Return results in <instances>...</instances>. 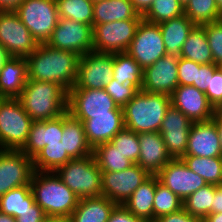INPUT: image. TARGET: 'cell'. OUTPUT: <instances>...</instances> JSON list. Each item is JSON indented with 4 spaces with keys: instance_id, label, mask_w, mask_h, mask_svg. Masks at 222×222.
Returning a JSON list of instances; mask_svg holds the SVG:
<instances>
[{
    "instance_id": "obj_1",
    "label": "cell",
    "mask_w": 222,
    "mask_h": 222,
    "mask_svg": "<svg viewBox=\"0 0 222 222\" xmlns=\"http://www.w3.org/2000/svg\"><path fill=\"white\" fill-rule=\"evenodd\" d=\"M80 57L77 53L56 49L46 43L39 44L26 58L28 79L54 82L69 91L76 83Z\"/></svg>"
},
{
    "instance_id": "obj_2",
    "label": "cell",
    "mask_w": 222,
    "mask_h": 222,
    "mask_svg": "<svg viewBox=\"0 0 222 222\" xmlns=\"http://www.w3.org/2000/svg\"><path fill=\"white\" fill-rule=\"evenodd\" d=\"M18 99L33 121L52 120L67 112L68 91L54 82L28 79Z\"/></svg>"
},
{
    "instance_id": "obj_3",
    "label": "cell",
    "mask_w": 222,
    "mask_h": 222,
    "mask_svg": "<svg viewBox=\"0 0 222 222\" xmlns=\"http://www.w3.org/2000/svg\"><path fill=\"white\" fill-rule=\"evenodd\" d=\"M30 187L47 217H70L78 205L79 198L55 172L34 171Z\"/></svg>"
},
{
    "instance_id": "obj_4",
    "label": "cell",
    "mask_w": 222,
    "mask_h": 222,
    "mask_svg": "<svg viewBox=\"0 0 222 222\" xmlns=\"http://www.w3.org/2000/svg\"><path fill=\"white\" fill-rule=\"evenodd\" d=\"M170 105L169 95L140 90L123 107L125 128L138 134L159 132Z\"/></svg>"
},
{
    "instance_id": "obj_5",
    "label": "cell",
    "mask_w": 222,
    "mask_h": 222,
    "mask_svg": "<svg viewBox=\"0 0 222 222\" xmlns=\"http://www.w3.org/2000/svg\"><path fill=\"white\" fill-rule=\"evenodd\" d=\"M55 173L79 199L102 196V171L93 154L72 159Z\"/></svg>"
},
{
    "instance_id": "obj_6",
    "label": "cell",
    "mask_w": 222,
    "mask_h": 222,
    "mask_svg": "<svg viewBox=\"0 0 222 222\" xmlns=\"http://www.w3.org/2000/svg\"><path fill=\"white\" fill-rule=\"evenodd\" d=\"M32 122L18 98H0V149L21 150Z\"/></svg>"
},
{
    "instance_id": "obj_7",
    "label": "cell",
    "mask_w": 222,
    "mask_h": 222,
    "mask_svg": "<svg viewBox=\"0 0 222 222\" xmlns=\"http://www.w3.org/2000/svg\"><path fill=\"white\" fill-rule=\"evenodd\" d=\"M67 112L83 122L93 116L124 115L104 89L72 88L68 91Z\"/></svg>"
},
{
    "instance_id": "obj_8",
    "label": "cell",
    "mask_w": 222,
    "mask_h": 222,
    "mask_svg": "<svg viewBox=\"0 0 222 222\" xmlns=\"http://www.w3.org/2000/svg\"><path fill=\"white\" fill-rule=\"evenodd\" d=\"M15 12L38 44L46 43L58 24L55 0H23Z\"/></svg>"
},
{
    "instance_id": "obj_9",
    "label": "cell",
    "mask_w": 222,
    "mask_h": 222,
    "mask_svg": "<svg viewBox=\"0 0 222 222\" xmlns=\"http://www.w3.org/2000/svg\"><path fill=\"white\" fill-rule=\"evenodd\" d=\"M126 52L143 70L167 54L159 24L142 19Z\"/></svg>"
},
{
    "instance_id": "obj_10",
    "label": "cell",
    "mask_w": 222,
    "mask_h": 222,
    "mask_svg": "<svg viewBox=\"0 0 222 222\" xmlns=\"http://www.w3.org/2000/svg\"><path fill=\"white\" fill-rule=\"evenodd\" d=\"M141 20H120L93 25V51L126 52Z\"/></svg>"
},
{
    "instance_id": "obj_11",
    "label": "cell",
    "mask_w": 222,
    "mask_h": 222,
    "mask_svg": "<svg viewBox=\"0 0 222 222\" xmlns=\"http://www.w3.org/2000/svg\"><path fill=\"white\" fill-rule=\"evenodd\" d=\"M47 45L85 55L93 51V26L59 18L58 24L46 42Z\"/></svg>"
},
{
    "instance_id": "obj_12",
    "label": "cell",
    "mask_w": 222,
    "mask_h": 222,
    "mask_svg": "<svg viewBox=\"0 0 222 222\" xmlns=\"http://www.w3.org/2000/svg\"><path fill=\"white\" fill-rule=\"evenodd\" d=\"M0 44L11 57L27 58L39 45L15 11H0Z\"/></svg>"
},
{
    "instance_id": "obj_13",
    "label": "cell",
    "mask_w": 222,
    "mask_h": 222,
    "mask_svg": "<svg viewBox=\"0 0 222 222\" xmlns=\"http://www.w3.org/2000/svg\"><path fill=\"white\" fill-rule=\"evenodd\" d=\"M114 53L91 51L79 60L73 88L104 89L113 79Z\"/></svg>"
},
{
    "instance_id": "obj_14",
    "label": "cell",
    "mask_w": 222,
    "mask_h": 222,
    "mask_svg": "<svg viewBox=\"0 0 222 222\" xmlns=\"http://www.w3.org/2000/svg\"><path fill=\"white\" fill-rule=\"evenodd\" d=\"M33 173V159L23 151L0 149V196L28 185Z\"/></svg>"
},
{
    "instance_id": "obj_15",
    "label": "cell",
    "mask_w": 222,
    "mask_h": 222,
    "mask_svg": "<svg viewBox=\"0 0 222 222\" xmlns=\"http://www.w3.org/2000/svg\"><path fill=\"white\" fill-rule=\"evenodd\" d=\"M149 177L138 164L121 172H102V195L117 205H123Z\"/></svg>"
},
{
    "instance_id": "obj_16",
    "label": "cell",
    "mask_w": 222,
    "mask_h": 222,
    "mask_svg": "<svg viewBox=\"0 0 222 222\" xmlns=\"http://www.w3.org/2000/svg\"><path fill=\"white\" fill-rule=\"evenodd\" d=\"M156 176L161 184L175 193L182 201L207 185V182L191 171L181 158L169 161Z\"/></svg>"
},
{
    "instance_id": "obj_17",
    "label": "cell",
    "mask_w": 222,
    "mask_h": 222,
    "mask_svg": "<svg viewBox=\"0 0 222 222\" xmlns=\"http://www.w3.org/2000/svg\"><path fill=\"white\" fill-rule=\"evenodd\" d=\"M178 58L179 56L174 54H165L154 64L144 69L141 90L170 96L179 85Z\"/></svg>"
},
{
    "instance_id": "obj_18",
    "label": "cell",
    "mask_w": 222,
    "mask_h": 222,
    "mask_svg": "<svg viewBox=\"0 0 222 222\" xmlns=\"http://www.w3.org/2000/svg\"><path fill=\"white\" fill-rule=\"evenodd\" d=\"M193 125L179 109L170 105L165 113L159 132L162 135L168 153L173 159L185 155L188 136Z\"/></svg>"
},
{
    "instance_id": "obj_19",
    "label": "cell",
    "mask_w": 222,
    "mask_h": 222,
    "mask_svg": "<svg viewBox=\"0 0 222 222\" xmlns=\"http://www.w3.org/2000/svg\"><path fill=\"white\" fill-rule=\"evenodd\" d=\"M170 100L193 123L209 121L216 112L206 94L192 85H178Z\"/></svg>"
},
{
    "instance_id": "obj_20",
    "label": "cell",
    "mask_w": 222,
    "mask_h": 222,
    "mask_svg": "<svg viewBox=\"0 0 222 222\" xmlns=\"http://www.w3.org/2000/svg\"><path fill=\"white\" fill-rule=\"evenodd\" d=\"M140 155L138 165L150 176H156L173 158L168 153L160 132L139 134Z\"/></svg>"
},
{
    "instance_id": "obj_21",
    "label": "cell",
    "mask_w": 222,
    "mask_h": 222,
    "mask_svg": "<svg viewBox=\"0 0 222 222\" xmlns=\"http://www.w3.org/2000/svg\"><path fill=\"white\" fill-rule=\"evenodd\" d=\"M184 156L222 157L218 133L212 120L193 123Z\"/></svg>"
},
{
    "instance_id": "obj_22",
    "label": "cell",
    "mask_w": 222,
    "mask_h": 222,
    "mask_svg": "<svg viewBox=\"0 0 222 222\" xmlns=\"http://www.w3.org/2000/svg\"><path fill=\"white\" fill-rule=\"evenodd\" d=\"M62 136L63 114L52 120L33 121L21 151L33 159L46 145L59 143Z\"/></svg>"
},
{
    "instance_id": "obj_23",
    "label": "cell",
    "mask_w": 222,
    "mask_h": 222,
    "mask_svg": "<svg viewBox=\"0 0 222 222\" xmlns=\"http://www.w3.org/2000/svg\"><path fill=\"white\" fill-rule=\"evenodd\" d=\"M27 81V59L11 57L0 71V98H18Z\"/></svg>"
},
{
    "instance_id": "obj_24",
    "label": "cell",
    "mask_w": 222,
    "mask_h": 222,
    "mask_svg": "<svg viewBox=\"0 0 222 222\" xmlns=\"http://www.w3.org/2000/svg\"><path fill=\"white\" fill-rule=\"evenodd\" d=\"M86 139L94 149L96 146L110 142L111 139L125 128L124 115L93 116L83 121Z\"/></svg>"
},
{
    "instance_id": "obj_25",
    "label": "cell",
    "mask_w": 222,
    "mask_h": 222,
    "mask_svg": "<svg viewBox=\"0 0 222 222\" xmlns=\"http://www.w3.org/2000/svg\"><path fill=\"white\" fill-rule=\"evenodd\" d=\"M61 143L72 159H80L93 154V149L86 139L83 122L72 117L68 112L63 114Z\"/></svg>"
},
{
    "instance_id": "obj_26",
    "label": "cell",
    "mask_w": 222,
    "mask_h": 222,
    "mask_svg": "<svg viewBox=\"0 0 222 222\" xmlns=\"http://www.w3.org/2000/svg\"><path fill=\"white\" fill-rule=\"evenodd\" d=\"M130 0H98L94 2L93 25L120 20H142Z\"/></svg>"
},
{
    "instance_id": "obj_27",
    "label": "cell",
    "mask_w": 222,
    "mask_h": 222,
    "mask_svg": "<svg viewBox=\"0 0 222 222\" xmlns=\"http://www.w3.org/2000/svg\"><path fill=\"white\" fill-rule=\"evenodd\" d=\"M117 204L105 196L79 199L71 214L72 222H107Z\"/></svg>"
},
{
    "instance_id": "obj_28",
    "label": "cell",
    "mask_w": 222,
    "mask_h": 222,
    "mask_svg": "<svg viewBox=\"0 0 222 222\" xmlns=\"http://www.w3.org/2000/svg\"><path fill=\"white\" fill-rule=\"evenodd\" d=\"M158 181L157 176H150L132 193L123 206L145 222L154 221L153 199Z\"/></svg>"
},
{
    "instance_id": "obj_29",
    "label": "cell",
    "mask_w": 222,
    "mask_h": 222,
    "mask_svg": "<svg viewBox=\"0 0 222 222\" xmlns=\"http://www.w3.org/2000/svg\"><path fill=\"white\" fill-rule=\"evenodd\" d=\"M196 25L185 15L159 24L167 54L179 56L189 33Z\"/></svg>"
},
{
    "instance_id": "obj_30",
    "label": "cell",
    "mask_w": 222,
    "mask_h": 222,
    "mask_svg": "<svg viewBox=\"0 0 222 222\" xmlns=\"http://www.w3.org/2000/svg\"><path fill=\"white\" fill-rule=\"evenodd\" d=\"M179 57L199 64L213 63L212 53L202 26L196 25L181 48Z\"/></svg>"
},
{
    "instance_id": "obj_31",
    "label": "cell",
    "mask_w": 222,
    "mask_h": 222,
    "mask_svg": "<svg viewBox=\"0 0 222 222\" xmlns=\"http://www.w3.org/2000/svg\"><path fill=\"white\" fill-rule=\"evenodd\" d=\"M187 167L201 176L207 184L222 186V157L183 156Z\"/></svg>"
},
{
    "instance_id": "obj_32",
    "label": "cell",
    "mask_w": 222,
    "mask_h": 222,
    "mask_svg": "<svg viewBox=\"0 0 222 222\" xmlns=\"http://www.w3.org/2000/svg\"><path fill=\"white\" fill-rule=\"evenodd\" d=\"M93 155L102 172H121L134 164L111 142L96 146L93 149Z\"/></svg>"
},
{
    "instance_id": "obj_33",
    "label": "cell",
    "mask_w": 222,
    "mask_h": 222,
    "mask_svg": "<svg viewBox=\"0 0 222 222\" xmlns=\"http://www.w3.org/2000/svg\"><path fill=\"white\" fill-rule=\"evenodd\" d=\"M34 203L35 200L29 183L0 196V212L16 218Z\"/></svg>"
},
{
    "instance_id": "obj_34",
    "label": "cell",
    "mask_w": 222,
    "mask_h": 222,
    "mask_svg": "<svg viewBox=\"0 0 222 222\" xmlns=\"http://www.w3.org/2000/svg\"><path fill=\"white\" fill-rule=\"evenodd\" d=\"M70 160H72V158L67 154L60 141L59 143L46 145L42 151L33 158V167L34 171L55 172Z\"/></svg>"
},
{
    "instance_id": "obj_35",
    "label": "cell",
    "mask_w": 222,
    "mask_h": 222,
    "mask_svg": "<svg viewBox=\"0 0 222 222\" xmlns=\"http://www.w3.org/2000/svg\"><path fill=\"white\" fill-rule=\"evenodd\" d=\"M59 18L74 20L93 26L92 0H55Z\"/></svg>"
},
{
    "instance_id": "obj_36",
    "label": "cell",
    "mask_w": 222,
    "mask_h": 222,
    "mask_svg": "<svg viewBox=\"0 0 222 222\" xmlns=\"http://www.w3.org/2000/svg\"><path fill=\"white\" fill-rule=\"evenodd\" d=\"M215 191L216 185L207 184L203 186L183 201V208L192 216L204 220L209 214H212Z\"/></svg>"
},
{
    "instance_id": "obj_37",
    "label": "cell",
    "mask_w": 222,
    "mask_h": 222,
    "mask_svg": "<svg viewBox=\"0 0 222 222\" xmlns=\"http://www.w3.org/2000/svg\"><path fill=\"white\" fill-rule=\"evenodd\" d=\"M113 79L131 80L142 89L143 69L127 52L114 53Z\"/></svg>"
},
{
    "instance_id": "obj_38",
    "label": "cell",
    "mask_w": 222,
    "mask_h": 222,
    "mask_svg": "<svg viewBox=\"0 0 222 222\" xmlns=\"http://www.w3.org/2000/svg\"><path fill=\"white\" fill-rule=\"evenodd\" d=\"M184 14L198 26L222 19L215 0H189L184 7Z\"/></svg>"
},
{
    "instance_id": "obj_39",
    "label": "cell",
    "mask_w": 222,
    "mask_h": 222,
    "mask_svg": "<svg viewBox=\"0 0 222 222\" xmlns=\"http://www.w3.org/2000/svg\"><path fill=\"white\" fill-rule=\"evenodd\" d=\"M184 14V7L178 0H154L142 15L145 21L160 24Z\"/></svg>"
},
{
    "instance_id": "obj_40",
    "label": "cell",
    "mask_w": 222,
    "mask_h": 222,
    "mask_svg": "<svg viewBox=\"0 0 222 222\" xmlns=\"http://www.w3.org/2000/svg\"><path fill=\"white\" fill-rule=\"evenodd\" d=\"M182 208L183 201L158 181L153 199L154 221L161 216L179 211Z\"/></svg>"
},
{
    "instance_id": "obj_41",
    "label": "cell",
    "mask_w": 222,
    "mask_h": 222,
    "mask_svg": "<svg viewBox=\"0 0 222 222\" xmlns=\"http://www.w3.org/2000/svg\"><path fill=\"white\" fill-rule=\"evenodd\" d=\"M124 157L134 164L138 163L140 155L139 134L124 128L110 141Z\"/></svg>"
},
{
    "instance_id": "obj_42",
    "label": "cell",
    "mask_w": 222,
    "mask_h": 222,
    "mask_svg": "<svg viewBox=\"0 0 222 222\" xmlns=\"http://www.w3.org/2000/svg\"><path fill=\"white\" fill-rule=\"evenodd\" d=\"M104 90L112 97L115 103L124 107L141 89L131 80H125L121 84L120 81L112 79Z\"/></svg>"
},
{
    "instance_id": "obj_43",
    "label": "cell",
    "mask_w": 222,
    "mask_h": 222,
    "mask_svg": "<svg viewBox=\"0 0 222 222\" xmlns=\"http://www.w3.org/2000/svg\"><path fill=\"white\" fill-rule=\"evenodd\" d=\"M201 26L205 29L213 63L220 66L222 64V19Z\"/></svg>"
},
{
    "instance_id": "obj_44",
    "label": "cell",
    "mask_w": 222,
    "mask_h": 222,
    "mask_svg": "<svg viewBox=\"0 0 222 222\" xmlns=\"http://www.w3.org/2000/svg\"><path fill=\"white\" fill-rule=\"evenodd\" d=\"M209 103L217 111L222 106V69L218 66L210 76L209 86L205 92Z\"/></svg>"
},
{
    "instance_id": "obj_45",
    "label": "cell",
    "mask_w": 222,
    "mask_h": 222,
    "mask_svg": "<svg viewBox=\"0 0 222 222\" xmlns=\"http://www.w3.org/2000/svg\"><path fill=\"white\" fill-rule=\"evenodd\" d=\"M201 64L194 61L178 58V82L179 85H192L196 87V75Z\"/></svg>"
},
{
    "instance_id": "obj_46",
    "label": "cell",
    "mask_w": 222,
    "mask_h": 222,
    "mask_svg": "<svg viewBox=\"0 0 222 222\" xmlns=\"http://www.w3.org/2000/svg\"><path fill=\"white\" fill-rule=\"evenodd\" d=\"M218 65L214 63L202 64L197 70L196 75V88L202 92H206L207 87L209 86L210 76H213L214 70Z\"/></svg>"
},
{
    "instance_id": "obj_47",
    "label": "cell",
    "mask_w": 222,
    "mask_h": 222,
    "mask_svg": "<svg viewBox=\"0 0 222 222\" xmlns=\"http://www.w3.org/2000/svg\"><path fill=\"white\" fill-rule=\"evenodd\" d=\"M47 215L35 202L16 217V222H45Z\"/></svg>"
},
{
    "instance_id": "obj_48",
    "label": "cell",
    "mask_w": 222,
    "mask_h": 222,
    "mask_svg": "<svg viewBox=\"0 0 222 222\" xmlns=\"http://www.w3.org/2000/svg\"><path fill=\"white\" fill-rule=\"evenodd\" d=\"M155 222H203V219L192 216L182 208L179 211L159 217Z\"/></svg>"
},
{
    "instance_id": "obj_49",
    "label": "cell",
    "mask_w": 222,
    "mask_h": 222,
    "mask_svg": "<svg viewBox=\"0 0 222 222\" xmlns=\"http://www.w3.org/2000/svg\"><path fill=\"white\" fill-rule=\"evenodd\" d=\"M107 222H145L130 213L123 205H117L111 212Z\"/></svg>"
},
{
    "instance_id": "obj_50",
    "label": "cell",
    "mask_w": 222,
    "mask_h": 222,
    "mask_svg": "<svg viewBox=\"0 0 222 222\" xmlns=\"http://www.w3.org/2000/svg\"><path fill=\"white\" fill-rule=\"evenodd\" d=\"M212 213H222V186L216 185L215 196L212 202Z\"/></svg>"
},
{
    "instance_id": "obj_51",
    "label": "cell",
    "mask_w": 222,
    "mask_h": 222,
    "mask_svg": "<svg viewBox=\"0 0 222 222\" xmlns=\"http://www.w3.org/2000/svg\"><path fill=\"white\" fill-rule=\"evenodd\" d=\"M154 0H130L134 9L140 14L143 15L151 6Z\"/></svg>"
},
{
    "instance_id": "obj_52",
    "label": "cell",
    "mask_w": 222,
    "mask_h": 222,
    "mask_svg": "<svg viewBox=\"0 0 222 222\" xmlns=\"http://www.w3.org/2000/svg\"><path fill=\"white\" fill-rule=\"evenodd\" d=\"M23 0H0V11H16Z\"/></svg>"
},
{
    "instance_id": "obj_53",
    "label": "cell",
    "mask_w": 222,
    "mask_h": 222,
    "mask_svg": "<svg viewBox=\"0 0 222 222\" xmlns=\"http://www.w3.org/2000/svg\"><path fill=\"white\" fill-rule=\"evenodd\" d=\"M211 120L214 122L216 126V130L220 141L221 154H222V116L216 111Z\"/></svg>"
},
{
    "instance_id": "obj_54",
    "label": "cell",
    "mask_w": 222,
    "mask_h": 222,
    "mask_svg": "<svg viewBox=\"0 0 222 222\" xmlns=\"http://www.w3.org/2000/svg\"><path fill=\"white\" fill-rule=\"evenodd\" d=\"M11 58L8 51L0 44V71L4 64Z\"/></svg>"
},
{
    "instance_id": "obj_55",
    "label": "cell",
    "mask_w": 222,
    "mask_h": 222,
    "mask_svg": "<svg viewBox=\"0 0 222 222\" xmlns=\"http://www.w3.org/2000/svg\"><path fill=\"white\" fill-rule=\"evenodd\" d=\"M203 222H222V213L209 214Z\"/></svg>"
},
{
    "instance_id": "obj_56",
    "label": "cell",
    "mask_w": 222,
    "mask_h": 222,
    "mask_svg": "<svg viewBox=\"0 0 222 222\" xmlns=\"http://www.w3.org/2000/svg\"><path fill=\"white\" fill-rule=\"evenodd\" d=\"M45 222H72L70 217H47Z\"/></svg>"
},
{
    "instance_id": "obj_57",
    "label": "cell",
    "mask_w": 222,
    "mask_h": 222,
    "mask_svg": "<svg viewBox=\"0 0 222 222\" xmlns=\"http://www.w3.org/2000/svg\"><path fill=\"white\" fill-rule=\"evenodd\" d=\"M0 222H16V218L0 212Z\"/></svg>"
},
{
    "instance_id": "obj_58",
    "label": "cell",
    "mask_w": 222,
    "mask_h": 222,
    "mask_svg": "<svg viewBox=\"0 0 222 222\" xmlns=\"http://www.w3.org/2000/svg\"><path fill=\"white\" fill-rule=\"evenodd\" d=\"M219 11L222 13V0H215Z\"/></svg>"
},
{
    "instance_id": "obj_59",
    "label": "cell",
    "mask_w": 222,
    "mask_h": 222,
    "mask_svg": "<svg viewBox=\"0 0 222 222\" xmlns=\"http://www.w3.org/2000/svg\"><path fill=\"white\" fill-rule=\"evenodd\" d=\"M178 1L183 7H185L186 4L189 2V0H178Z\"/></svg>"
},
{
    "instance_id": "obj_60",
    "label": "cell",
    "mask_w": 222,
    "mask_h": 222,
    "mask_svg": "<svg viewBox=\"0 0 222 222\" xmlns=\"http://www.w3.org/2000/svg\"><path fill=\"white\" fill-rule=\"evenodd\" d=\"M217 112L222 116V106L217 110Z\"/></svg>"
}]
</instances>
